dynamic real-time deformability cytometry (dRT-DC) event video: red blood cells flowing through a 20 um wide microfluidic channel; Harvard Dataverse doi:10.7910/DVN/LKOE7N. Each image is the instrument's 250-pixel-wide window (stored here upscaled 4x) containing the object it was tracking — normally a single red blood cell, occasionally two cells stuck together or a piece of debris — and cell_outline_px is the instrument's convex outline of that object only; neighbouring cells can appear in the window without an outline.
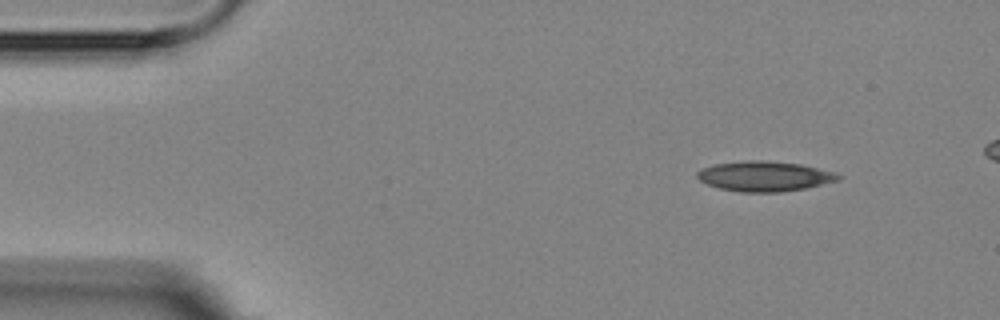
{"species": "Egyptian fruit bat (a non-hibernating species)", "species_latin": "Rousettus aegyptiacus", "temperature_condition": "room temperature", "stored_images_in_passage": 5, "camera_frame_rate_fps": 3000, "um_per_image_px": 0.085, "animal": {"sex": "female"}, "frame": {"image": 1, "passage_image": 1, "time_ms": 0.0, "image_size_px": [1000, 320], "cell_outline_px": [[840, 180], [804, 188], [780, 192], [740, 192], [720, 188], [708, 184], [700, 180], [696, 176], [696, 172], [704, 168], [716, 164], [748, 160], [764, 160], [800, 164], [836, 172], [840, 176]], "centroid_in_image_um": [64.99, 14.98], "position_along_channel_um": 20.0, "area_um2": 24.51}}
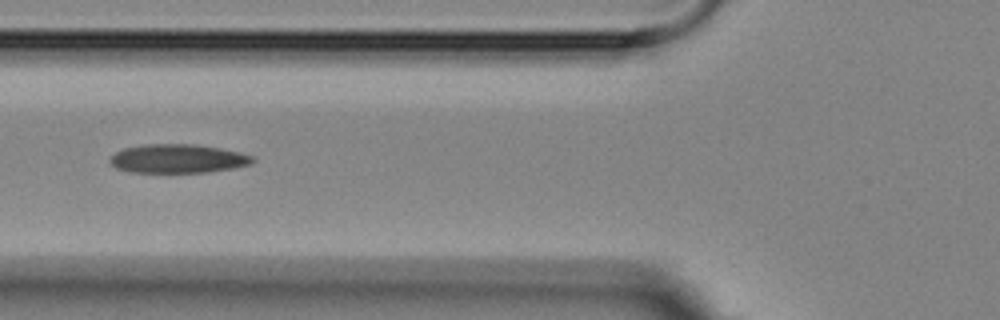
{"frame": {"image": 2, "passage_image": 5, "time_ms": 4.667, "image_size_px": [1000, 320], "cell_outline_px": [[256, 160], [252, 164], [236, 168], [208, 172], [128, 172], [116, 168], [108, 160], [116, 152], [124, 148], [148, 144], [192, 144], [240, 152], [252, 156]], "centroid_in_image_um": [15.13, 13.49], "position_along_channel_um": 110.7, "area_um2": 23.87}}